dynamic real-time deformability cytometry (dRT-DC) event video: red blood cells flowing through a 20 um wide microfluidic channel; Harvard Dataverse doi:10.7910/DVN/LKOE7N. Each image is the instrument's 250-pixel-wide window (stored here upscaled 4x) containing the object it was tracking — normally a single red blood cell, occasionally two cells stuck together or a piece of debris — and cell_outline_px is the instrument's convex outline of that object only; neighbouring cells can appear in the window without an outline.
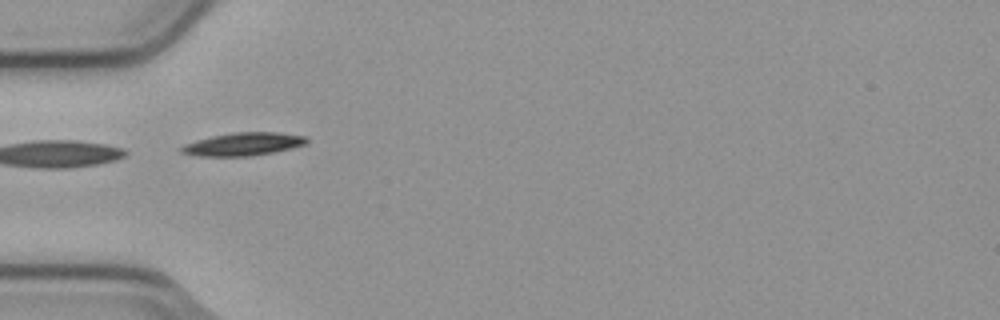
{"species": "common noctule bat (a hibernating species)", "species_latin": "Nyctalus noctula", "temperature_condition": "cold", "stored_images_in_passage": 1, "camera_frame_rate_fps": 3000, "um_per_image_px": 0.085, "animal": {"sex": "male", "body_mass_g": 23.1, "forearm_length_mm": 52.7}, "frame": {"image": 1, "passage_image": 1, "time_ms": 0.0, "image_size_px": [1000, 320], "cell_outline_px": [[308, 144], [292, 148], [252, 156], [196, 156], [180, 152], [180, 148], [184, 144], [196, 140], [212, 136], [232, 132], [276, 132], [304, 136], [308, 140]], "centroid_in_image_um": [20.66, 12.25], "position_along_channel_um": 64.3, "area_um2": 16.82}}